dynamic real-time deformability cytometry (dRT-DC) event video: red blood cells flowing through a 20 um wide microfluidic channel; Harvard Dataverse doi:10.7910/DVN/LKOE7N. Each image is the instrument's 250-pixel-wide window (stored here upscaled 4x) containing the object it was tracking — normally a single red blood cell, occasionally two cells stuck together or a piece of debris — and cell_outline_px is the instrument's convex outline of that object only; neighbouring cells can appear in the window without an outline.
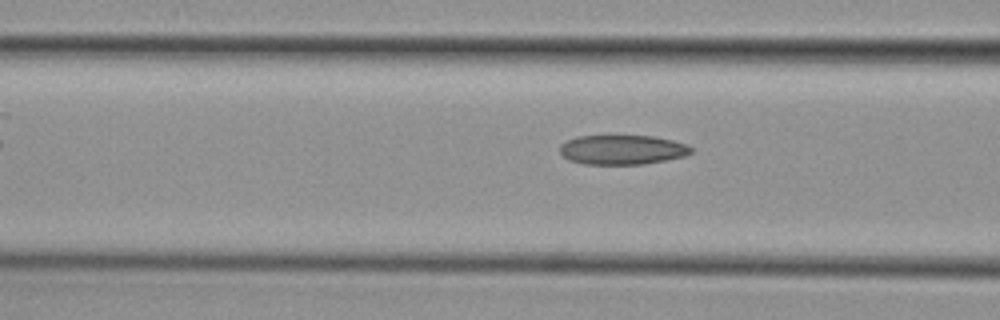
{"species": "common noctule bat (a hibernating species)", "species_latin": "Nyctalus noctula", "temperature_condition": "cold", "stored_images_in_passage": 7, "camera_frame_rate_fps": 3000, "um_per_image_px": 0.085, "animal": {"sex": "female", "body_mass_g": 29.2, "forearm_length_mm": 56.3}, "frame": {"image": 1, "passage_image": 5, "time_ms": 1.333, "image_size_px": [1000, 320], "cell_outline_px": [[692, 152], [684, 156], [644, 164], [584, 164], [568, 160], [560, 152], [560, 144], [576, 136], [652, 136], [672, 140], [688, 144], [692, 148]], "centroid_in_image_um": [52.88, 12.73], "position_along_channel_um": 113.7, "area_um2": 22.54}}